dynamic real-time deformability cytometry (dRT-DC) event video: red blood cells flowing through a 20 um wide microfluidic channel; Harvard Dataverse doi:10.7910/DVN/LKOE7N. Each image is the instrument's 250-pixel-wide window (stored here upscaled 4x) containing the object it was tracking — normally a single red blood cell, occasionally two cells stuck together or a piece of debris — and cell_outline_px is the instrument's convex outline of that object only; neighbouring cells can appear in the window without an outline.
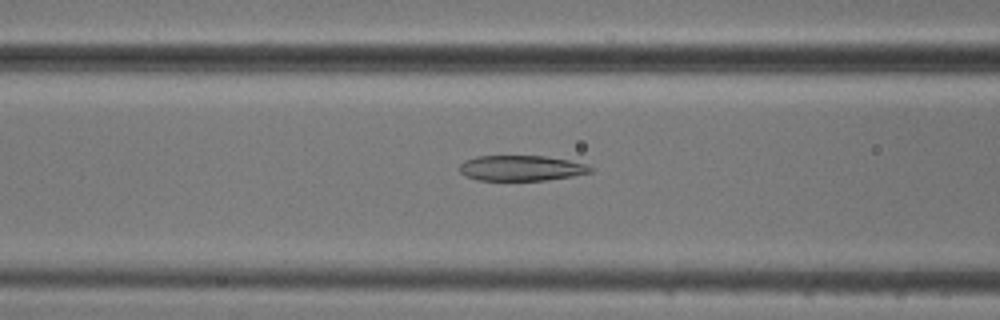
{"species": "common noctule bat (a hibernating species)", "species_latin": "Nyctalus noctula", "temperature_condition": "cold", "stored_images_in_passage": 53, "camera_frame_rate_fps": 3000, "um_per_image_px": 0.085, "animal": {"sex": "male", "body_mass_g": 20.5, "forearm_length_mm": 52.5}, "frame": {"image": 1, "passage_image": 21, "time_ms": 6.667, "image_size_px": [1000, 320], "cell_outline_px": [[592, 172], [572, 176], [544, 180], [476, 180], [464, 176], [460, 172], [460, 164], [464, 160], [476, 156], [544, 156], [568, 160], [588, 164], [592, 168]], "centroid_in_image_um": [44.28, 14.29], "position_along_channel_um": 122.3, "area_um2": 19.42}}
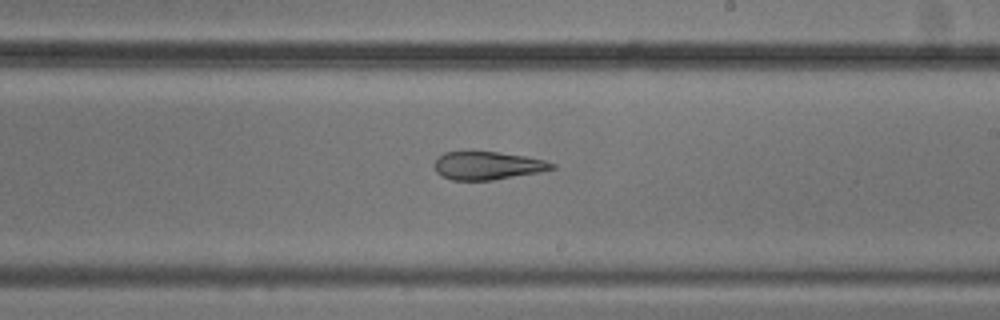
{"frame": {"image": 2, "passage_image": 31, "time_ms": 10.0, "image_size_px": [1000, 320], "cell_outline_px": [[556, 168], [540, 172], [492, 180], [452, 180], [436, 172], [436, 156], [444, 152], [496, 152], [524, 156], [544, 160], [556, 164]], "centroid_in_image_um": [41.46, 14.08], "position_along_channel_um": 247.5, "area_um2": 19.02}}
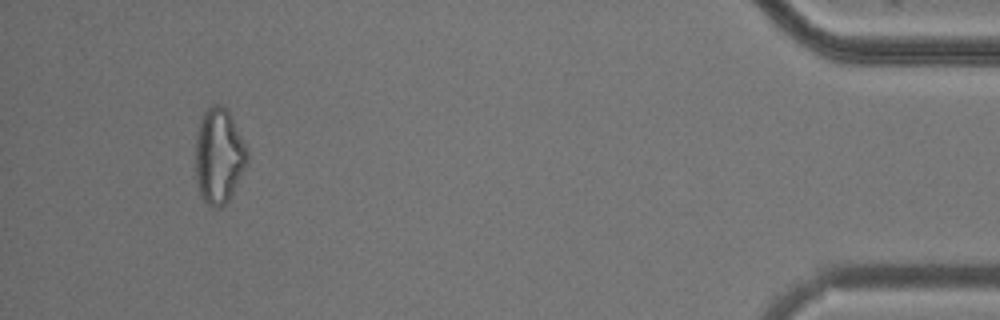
{"frame": {"image": 3, "passage_image": 50, "time_ms": 16.333, "image_size_px": [1000, 320], "cell_outline_px": [[248, 164], [228, 200], [220, 208], [212, 208], [200, 196], [196, 180], [196, 132], [200, 120], [204, 112], [212, 104], [220, 104], [228, 108], [248, 152]], "centroid_in_image_um": [18.6, 13.24], "position_along_channel_um": 416.6, "area_um2": 28.9}, "authors_computed_cell_mechanics": {"area_um2": 24.6228, "velocity_mm_per_s": 3.7599, "shape_relaxation_time_tau1_ms": null, "shape_relaxation_time_tau2_ms": 2.6004, "deformation_change_tau1": null, "deformation_change_tau2": 0.1183}}